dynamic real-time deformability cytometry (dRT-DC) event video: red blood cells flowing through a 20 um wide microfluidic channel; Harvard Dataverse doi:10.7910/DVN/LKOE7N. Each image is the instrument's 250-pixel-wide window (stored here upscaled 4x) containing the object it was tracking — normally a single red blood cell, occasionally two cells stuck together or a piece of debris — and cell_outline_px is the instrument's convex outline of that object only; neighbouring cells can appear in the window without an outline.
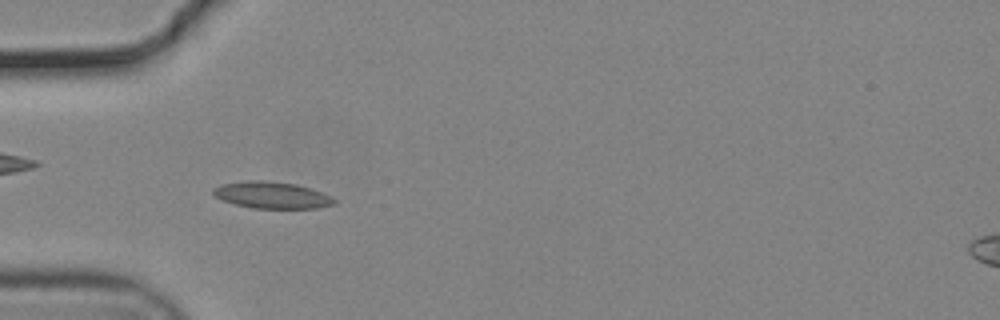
{"species": "common noctule bat (a hibernating species)", "species_latin": "Nyctalus noctula", "temperature_condition": "cold", "stored_images_in_passage": 56, "camera_frame_rate_fps": 3000, "um_per_image_px": 0.085, "animal": {"sex": "male", "body_mass_g": 19.2, "forearm_length_mm": 51.8}, "frame": {"image": 1, "passage_image": 18, "time_ms": 5.667, "image_size_px": [1000, 320], "cell_outline_px": [[336, 204], [316, 208], [252, 208], [236, 204], [224, 200], [216, 196], [212, 192], [212, 188], [220, 184], [252, 180], [264, 180], [296, 184], [332, 196], [336, 200]], "centroid_in_image_um": [23.11, 16.58], "position_along_channel_um": 61.9, "area_um2": 18.67}}
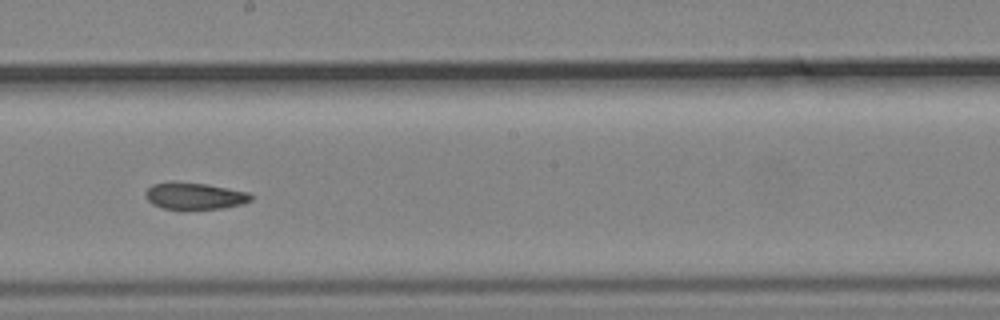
{"frame": {"image": 2, "passage_image": 32, "time_ms": 10.333, "image_size_px": [1000, 320], "cell_outline_px": [[252, 200], [244, 204], [220, 208], [164, 208], [152, 204], [144, 196], [144, 192], [152, 184], [208, 184], [248, 192], [252, 196]], "centroid_in_image_um": [16.58, 16.67], "position_along_channel_um": 231.6, "area_um2": 15.72}}
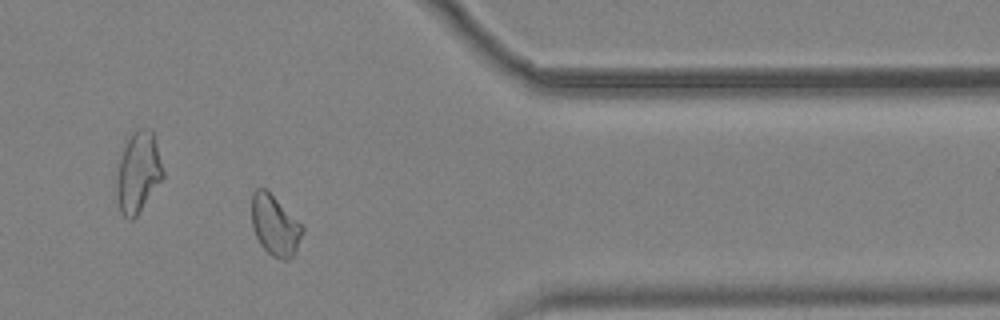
{"frame": {"image": 3, "passage_image": 46, "time_ms": 15.0, "image_size_px": [1000, 320], "cell_outline_px": [[304, 232], [292, 256], [288, 260], [280, 260], [272, 256], [260, 244], [252, 228], [252, 192], [256, 188], [264, 188], [304, 224]], "centroid_in_image_um": [23.38, 19.16], "position_along_channel_um": 388.0, "area_um2": 17.98}, "authors_computed_cell_mechanics": {"area_um2": 17.4845, "velocity_mm_per_s": 3.6961, "shape_relaxation_time_tau1_ms": null, "shape_relaxation_time_tau2_ms": 4.219, "deformation_change_tau1": null, "deformation_change_tau2": 0.0832}}